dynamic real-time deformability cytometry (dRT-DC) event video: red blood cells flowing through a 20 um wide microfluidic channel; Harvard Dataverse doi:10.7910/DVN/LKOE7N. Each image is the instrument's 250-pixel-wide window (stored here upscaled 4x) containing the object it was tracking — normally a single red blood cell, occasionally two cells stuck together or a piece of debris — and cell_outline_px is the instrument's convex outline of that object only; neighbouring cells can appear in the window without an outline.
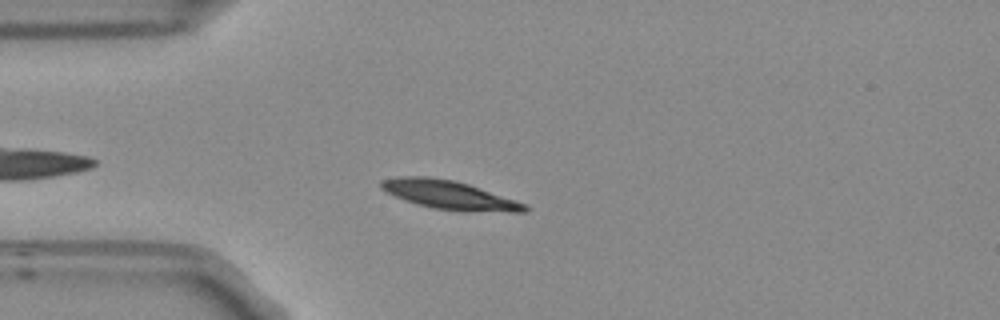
{"species": "Egyptian fruit bat (a non-hibernating species)", "species_latin": "Rousettus aegyptiacus", "temperature_condition": "room temperature", "stored_images_in_passage": 47, "camera_frame_rate_fps": 3000, "um_per_image_px": 0.085, "frame": {"image": 1, "passage_image": 7, "time_ms": 2.0, "image_size_px": [1000, 320], "cell_outline_px": [[528, 208], [524, 212], [460, 212], [432, 208], [416, 204], [404, 200], [384, 192], [380, 188], [380, 180], [400, 176], [424, 176], [452, 180], [468, 184], [524, 204]], "centroid_in_image_um": [38.1, 16.59], "position_along_channel_um": 46.9, "area_um2": 23.99}}
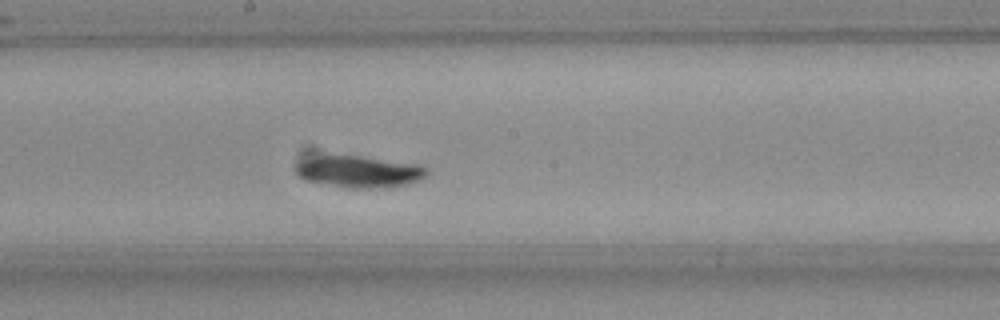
{"frame": {"image": 2, "passage_image": 22, "time_ms": 7.0, "image_size_px": [1000, 320], "cell_outline_px": [[428, 172], [420, 180], [408, 184], [388, 188], [348, 188], [304, 180], [296, 172], [296, 164], [300, 160], [316, 156], [360, 156], [416, 164], [428, 168]], "centroid_in_image_um": [30.53, 14.6], "position_along_channel_um": 217.7, "area_um2": 24.16}}
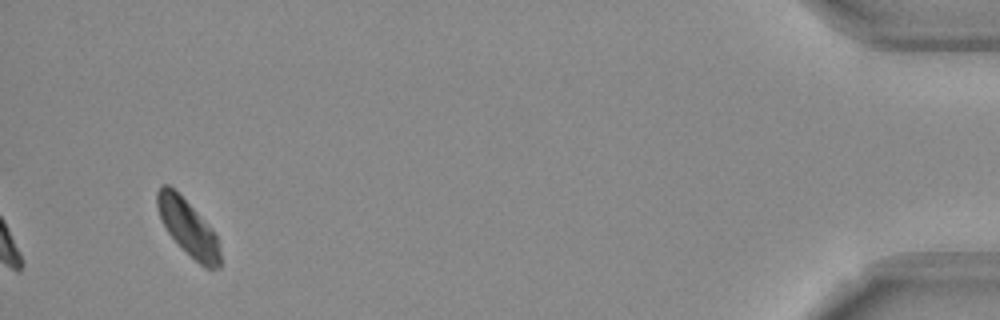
{"frame": {"image": 3, "passage_image": 45, "time_ms": 14.667, "image_size_px": [1000, 320], "cell_outline_px": [[220, 268], [208, 268], [200, 264], [168, 232], [160, 216], [156, 204], [156, 192], [160, 184], [168, 184], [196, 212], [216, 236], [220, 252]], "centroid_in_image_um": [15.95, 19.33], "position_along_channel_um": 419.2, "area_um2": 19.42}, "authors_computed_cell_mechanics": {"area_um2": 22.4842, "velocity_mm_per_s": 3.6724, "shape_relaxation_time_tau1_ms": 3.866, "shape_relaxation_time_tau2_ms": null, "deformation_change_tau1": 0.1195, "deformation_change_tau2": null}}